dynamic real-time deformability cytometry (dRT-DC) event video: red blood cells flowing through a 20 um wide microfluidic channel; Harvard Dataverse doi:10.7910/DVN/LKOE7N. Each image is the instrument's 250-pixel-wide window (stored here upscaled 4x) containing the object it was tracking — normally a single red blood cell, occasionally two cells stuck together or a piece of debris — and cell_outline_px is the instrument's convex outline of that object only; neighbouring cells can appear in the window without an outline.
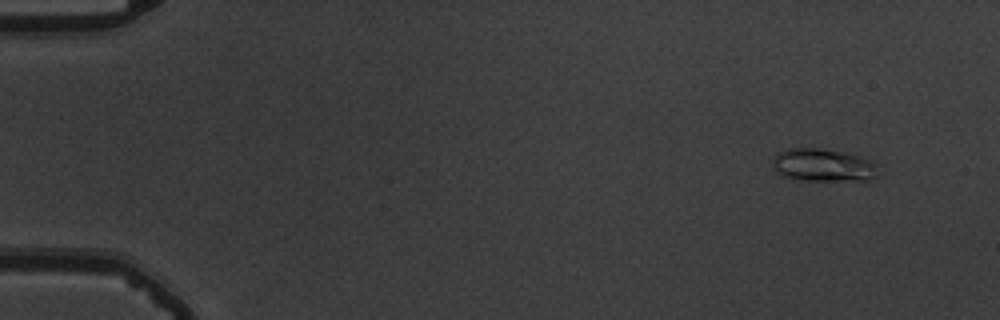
{"species": "common noctule bat (a hibernating species)", "species_latin": "Nyctalus noctula", "temperature_condition": "warm", "stored_images_in_passage": 51, "camera_frame_rate_fps": 3000, "um_per_image_px": 0.085, "animal": {"sex": "male", "body_mass_g": 19.5, "forearm_length_mm": 54.6}, "frame": {"image": 1, "passage_image": 1, "time_ms": 0.0, "image_size_px": [1000, 320], "cell_outline_px": [[876, 176], [868, 180], [800, 180], [784, 176], [772, 168], [772, 160], [776, 152], [788, 148], [816, 148], [840, 152], [860, 156], [876, 164]], "centroid_in_image_um": [69.89, 14.03], "position_along_channel_um": 15.1, "area_um2": 20.0}}
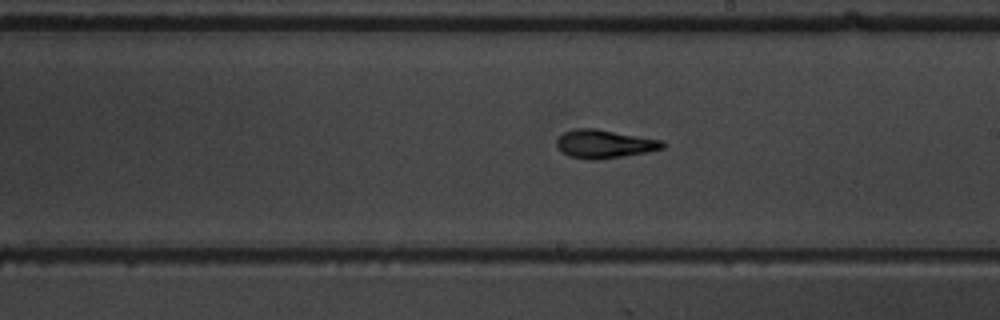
{"frame": {"image": 2, "passage_image": 29, "time_ms": 9.333, "image_size_px": [1000, 320], "cell_outline_px": [[664, 148], [624, 156], [596, 160], [588, 160], [568, 156], [556, 144], [556, 140], [564, 132], [576, 128], [596, 128], [664, 140]], "centroid_in_image_um": [51.38, 12.23], "position_along_channel_um": 237.6, "area_um2": 17.51}}
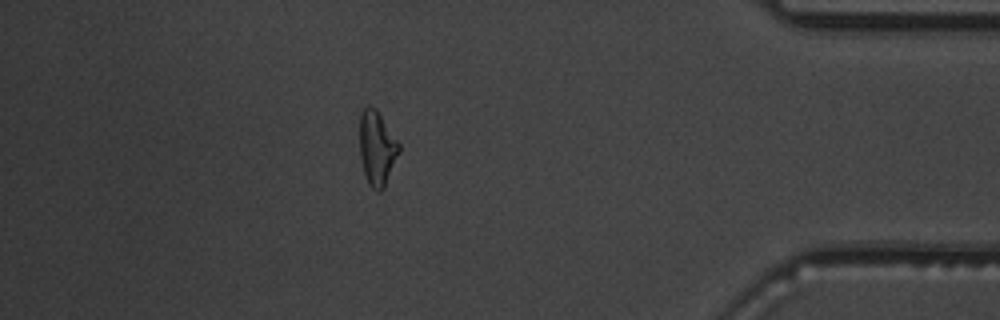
{"frame": {"image": 3, "passage_image": 45, "time_ms": 14.667, "image_size_px": [1000, 320], "cell_outline_px": [[400, 152], [384, 188], [380, 192], [376, 192], [368, 184], [364, 172], [360, 156], [360, 116], [364, 108], [368, 104], [376, 108], [400, 144]], "centroid_in_image_um": [32.05, 12.6], "position_along_channel_um": 403.2, "area_um2": 17.17}, "authors_computed_cell_mechanics": {"area_um2": 17.051, "velocity_mm_per_s": 3.7733, "shape_relaxation_time_tau1_ms": 3.1732, "shape_relaxation_time_tau2_ms": 2.2718, "deformation_change_tau1": 0.175, "deformation_change_tau2": 0.1222}}